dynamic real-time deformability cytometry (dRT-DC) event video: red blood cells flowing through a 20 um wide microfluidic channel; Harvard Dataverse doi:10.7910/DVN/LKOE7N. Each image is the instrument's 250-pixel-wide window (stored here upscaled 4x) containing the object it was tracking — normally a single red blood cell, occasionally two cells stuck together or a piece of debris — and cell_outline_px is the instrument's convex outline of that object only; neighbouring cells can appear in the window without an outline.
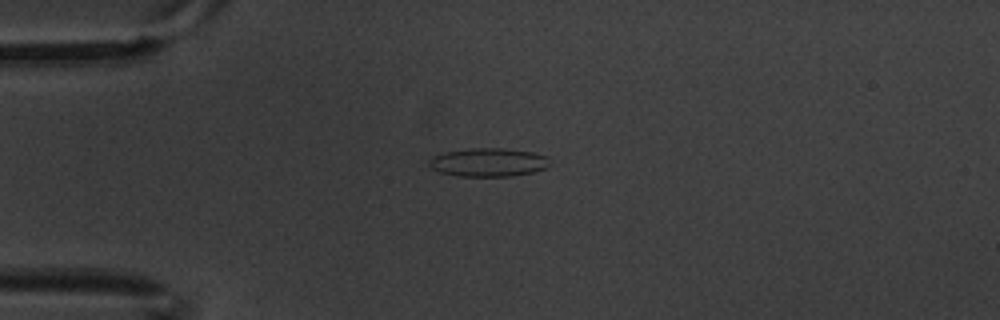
{"species": "common noctule bat (a hibernating species)", "species_latin": "Nyctalus noctula", "temperature_condition": "warm", "stored_images_in_passage": 5, "camera_frame_rate_fps": 3000, "um_per_image_px": 0.085, "animal": {"sex": "male", "body_mass_g": 20.1, "forearm_length_mm": 53.5}, "frame": {"image": 1, "passage_image": 4, "time_ms": 1.0, "image_size_px": [1000, 320], "cell_outline_px": [[552, 164], [548, 168], [532, 172], [512, 176], [460, 176], [440, 172], [432, 168], [428, 164], [428, 160], [432, 156], [444, 152], [472, 148], [504, 148], [532, 152], [548, 156]], "centroid_in_image_um": [41.55, 13.79], "position_along_channel_um": 43.5, "area_um2": 20.23}}